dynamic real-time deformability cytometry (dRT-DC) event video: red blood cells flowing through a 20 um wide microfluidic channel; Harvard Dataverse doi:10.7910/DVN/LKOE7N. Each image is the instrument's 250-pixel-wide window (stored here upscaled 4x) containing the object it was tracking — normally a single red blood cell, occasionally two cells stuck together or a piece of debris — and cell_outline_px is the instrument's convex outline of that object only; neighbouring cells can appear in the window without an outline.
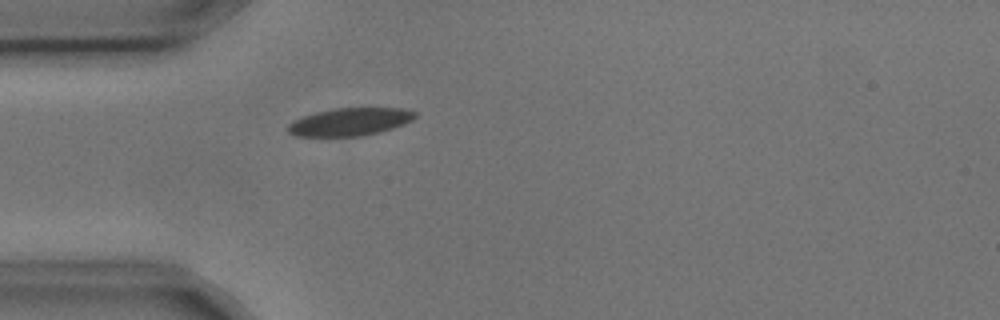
{"species": "common noctule bat (a hibernating species)", "species_latin": "Nyctalus noctula", "temperature_condition": "cold", "stored_images_in_passage": 4, "camera_frame_rate_fps": 3000, "um_per_image_px": 0.085, "animal": {"sex": "male", "body_mass_g": 17.9, "forearm_length_mm": 54.2}, "frame": {"image": 1, "passage_image": 4, "time_ms": 1.0, "image_size_px": [1000, 320], "cell_outline_px": [[416, 116], [412, 120], [404, 124], [380, 132], [360, 136], [296, 136], [288, 132], [288, 124], [304, 116], [316, 112], [336, 108], [404, 108], [416, 112]], "centroid_in_image_um": [29.77, 10.35], "position_along_channel_um": 55.2, "area_um2": 20.4}}